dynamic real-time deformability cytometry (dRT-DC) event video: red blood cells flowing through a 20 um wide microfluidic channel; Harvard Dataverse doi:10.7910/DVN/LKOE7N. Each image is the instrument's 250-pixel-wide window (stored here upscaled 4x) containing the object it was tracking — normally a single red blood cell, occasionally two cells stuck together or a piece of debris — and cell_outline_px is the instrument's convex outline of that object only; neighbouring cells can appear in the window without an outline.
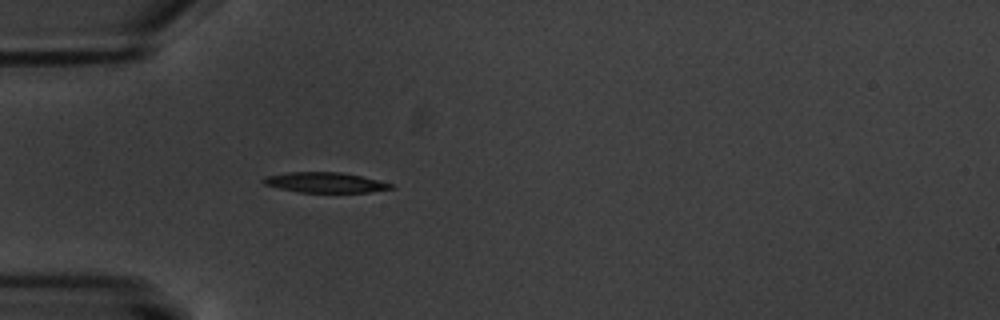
{"species": "common noctule bat (a hibernating species)", "species_latin": "Nyctalus noctula", "temperature_condition": "warm", "stored_images_in_passage": 5, "camera_frame_rate_fps": 3000, "um_per_image_px": 0.085, "animal": {"sex": "male", "body_mass_g": 20.1, "forearm_length_mm": 53.5}, "frame": {"image": 1, "passage_image": 2, "time_ms": 3.333, "image_size_px": [1000, 320], "cell_outline_px": [[396, 188], [372, 192], [296, 192], [264, 184], [260, 180], [264, 176], [288, 172], [340, 172], [360, 176], [396, 184]], "centroid_in_image_um": [27.66, 15.51], "position_along_channel_um": 57.3, "area_um2": 15.2}}